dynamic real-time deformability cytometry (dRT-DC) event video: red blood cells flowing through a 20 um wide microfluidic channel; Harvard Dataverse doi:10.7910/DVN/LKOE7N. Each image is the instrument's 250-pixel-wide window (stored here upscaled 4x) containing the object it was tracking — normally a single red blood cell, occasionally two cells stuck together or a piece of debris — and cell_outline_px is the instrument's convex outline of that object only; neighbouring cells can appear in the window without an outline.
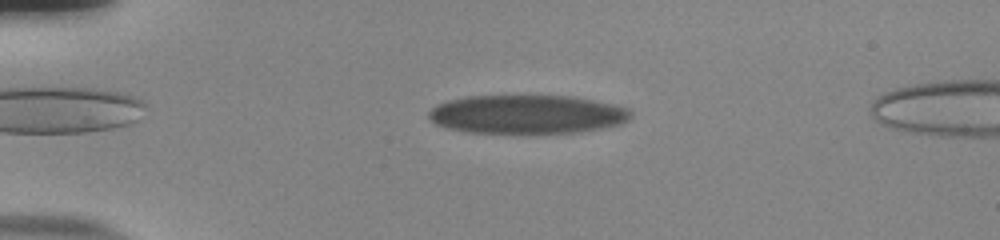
{"species": "human", "species_latin": "Homo sapiens", "temperature_condition": "room temperature", "stored_images_in_passage": 44, "camera_frame_rate_fps": 3000, "um_per_image_px": 0.085, "donor": {"sex": "male"}, "frame": {"image": 1, "passage_image": 1, "time_ms": 0.0, "image_size_px": [1000, 240], "cell_outline_px": [[632, 116], [628, 120], [620, 124], [580, 132], [536, 136], [468, 132], [448, 128], [436, 124], [428, 116], [428, 112], [436, 104], [448, 100], [464, 96], [572, 96], [612, 104], [628, 108], [632, 112]], "centroid_in_image_um": [44.79, 9.76], "position_along_channel_um": 40.2, "area_um2": 46.88}}
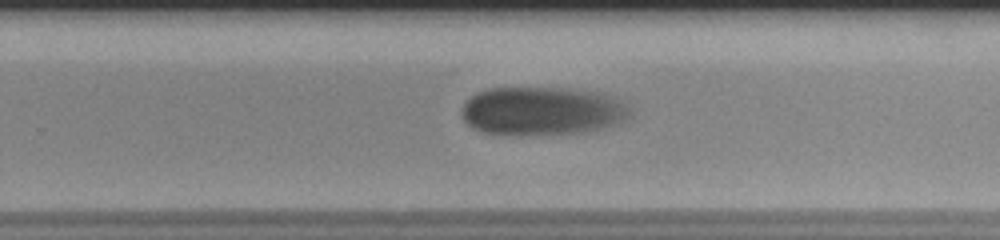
{"frame": {"image": 2, "passage_image": 25, "time_ms": 8.0, "image_size_px": [1000, 240], "cell_outline_px": [[632, 112], [628, 120], [620, 124], [584, 132], [516, 136], [484, 132], [472, 128], [464, 120], [460, 112], [464, 104], [476, 92], [488, 88], [568, 88], [596, 92], [612, 96], [628, 104], [632, 108]], "centroid_in_image_um": [46.12, 9.45], "position_along_channel_um": 283.7, "area_um2": 48.32}}
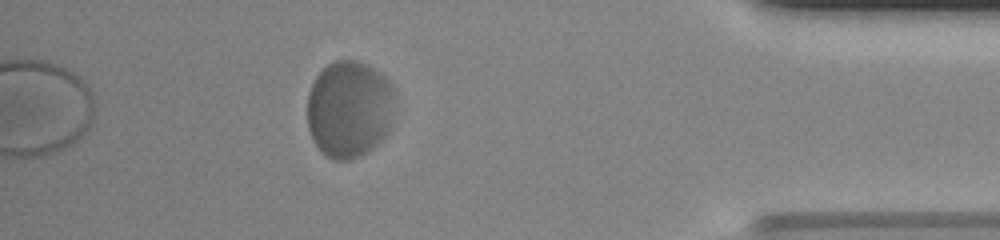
{"frame": {"image": 3, "passage_image": 38, "time_ms": 12.333, "image_size_px": [1000, 240], "cell_outline_px": [[392, 124], [388, 132], [372, 148], [348, 160], [332, 160], [324, 156], [312, 140], [308, 128], [308, 92], [316, 76], [328, 64], [336, 60], [356, 60], [368, 64], [380, 72], [392, 84]], "centroid_in_image_um": [29.66, 9.27], "position_along_channel_um": 405.5, "area_um2": 49.71}, "authors_computed_cell_mechanics": {"area_um2": 48.841, "velocity_mm_per_s": 3.6208, "shape_relaxation_time_tau1_ms": 1.6516, "shape_relaxation_time_tau2_ms": null, "deformation_change_tau1": 0.1123, "deformation_change_tau2": null}}